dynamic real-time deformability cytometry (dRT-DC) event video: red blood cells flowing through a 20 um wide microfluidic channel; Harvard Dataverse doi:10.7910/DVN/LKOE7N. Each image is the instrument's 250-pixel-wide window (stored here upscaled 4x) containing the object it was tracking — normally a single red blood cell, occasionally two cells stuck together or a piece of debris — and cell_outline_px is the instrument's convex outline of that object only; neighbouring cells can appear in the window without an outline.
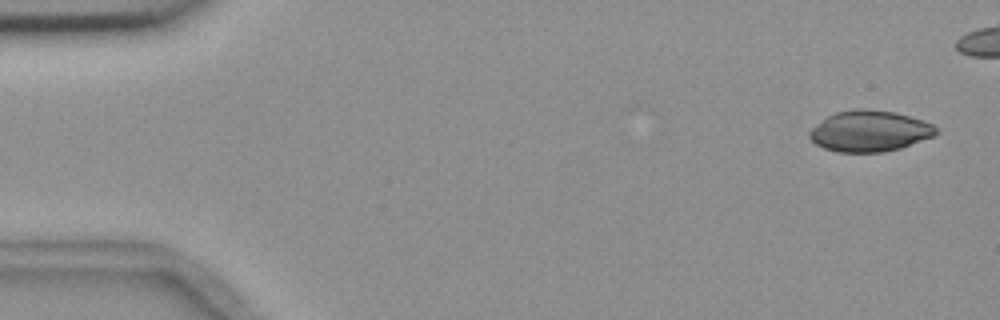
{"species": "common noctule bat (a hibernating species)", "species_latin": "Nyctalus noctula", "temperature_condition": "room temperature", "stored_images_in_passage": 6, "camera_frame_rate_fps": 3000, "um_per_image_px": 0.085, "animal": {"sex": "female", "body_mass_g": 18.4}, "frame": {"image": 1, "passage_image": 1, "time_ms": 0.0, "image_size_px": [1000, 320], "cell_outline_px": [[940, 132], [936, 136], [900, 148], [884, 152], [836, 152], [824, 148], [816, 144], [808, 136], [808, 132], [812, 128], [828, 116], [836, 112], [856, 108], [868, 108], [896, 112], [932, 124], [940, 128]], "centroid_in_image_um": [73.95, 11.14], "position_along_channel_um": 11.0, "area_um2": 30.46}}